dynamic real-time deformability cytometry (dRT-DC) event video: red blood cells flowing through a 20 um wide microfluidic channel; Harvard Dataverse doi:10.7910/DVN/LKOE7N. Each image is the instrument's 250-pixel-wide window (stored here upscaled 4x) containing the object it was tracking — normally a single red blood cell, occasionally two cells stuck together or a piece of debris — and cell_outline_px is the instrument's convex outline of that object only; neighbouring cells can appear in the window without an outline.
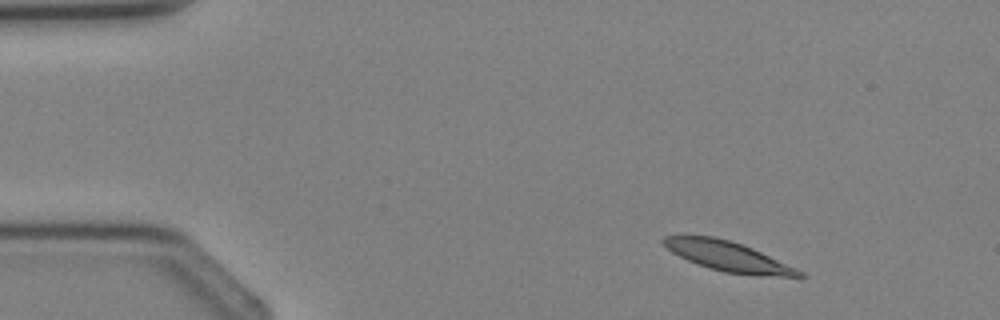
{"species": "Egyptian fruit bat (a non-hibernating species)", "species_latin": "Rousettus aegyptiacus", "temperature_condition": "cold", "stored_images_in_passage": 2, "camera_frame_rate_fps": 3000, "um_per_image_px": 0.085, "animal": {"sex": "female"}, "frame": {"image": 1, "passage_image": 2, "time_ms": 1.333, "image_size_px": [1000, 320], "cell_outline_px": [[808, 276], [780, 276], [724, 272], [708, 268], [696, 264], [672, 252], [660, 240], [664, 236], [712, 236], [728, 240], [752, 248], [796, 268], [804, 272]], "centroid_in_image_um": [61.86, 21.78], "position_along_channel_um": 23.1, "area_um2": 22.95}}